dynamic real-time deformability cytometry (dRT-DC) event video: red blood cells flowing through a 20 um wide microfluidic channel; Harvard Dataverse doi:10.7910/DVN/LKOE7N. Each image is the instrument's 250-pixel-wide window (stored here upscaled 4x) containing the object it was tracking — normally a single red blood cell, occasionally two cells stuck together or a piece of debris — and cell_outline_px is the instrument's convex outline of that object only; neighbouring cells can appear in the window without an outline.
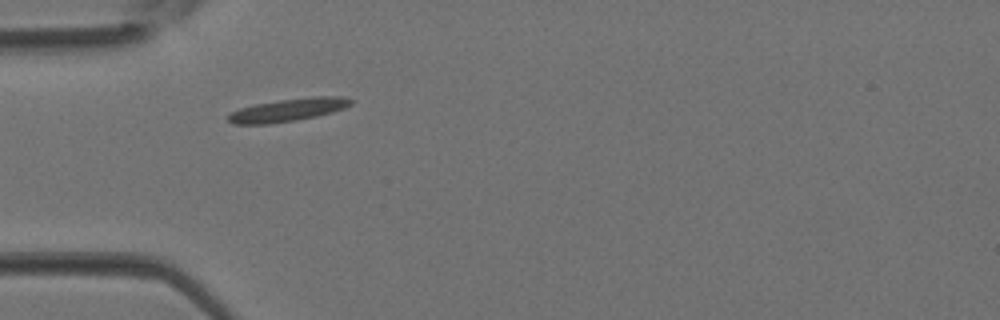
{"species": "Egyptian fruit bat (a non-hibernating species)", "species_latin": "Rousettus aegyptiacus", "temperature_condition": "room temperature", "stored_images_in_passage": 3, "camera_frame_rate_fps": 3000, "um_per_image_px": 0.085, "animal": {"sex": "female"}, "frame": {"image": 1, "passage_image": 3, "time_ms": 0.667, "image_size_px": [1000, 320], "cell_outline_px": [[352, 104], [344, 108], [332, 112], [316, 116], [296, 120], [268, 124], [232, 124], [228, 120], [228, 116], [232, 112], [240, 108], [256, 104], [280, 100], [312, 96], [344, 96], [352, 100]], "centroid_in_image_um": [24.51, 9.34], "position_along_channel_um": 60.5, "area_um2": 16.24}}